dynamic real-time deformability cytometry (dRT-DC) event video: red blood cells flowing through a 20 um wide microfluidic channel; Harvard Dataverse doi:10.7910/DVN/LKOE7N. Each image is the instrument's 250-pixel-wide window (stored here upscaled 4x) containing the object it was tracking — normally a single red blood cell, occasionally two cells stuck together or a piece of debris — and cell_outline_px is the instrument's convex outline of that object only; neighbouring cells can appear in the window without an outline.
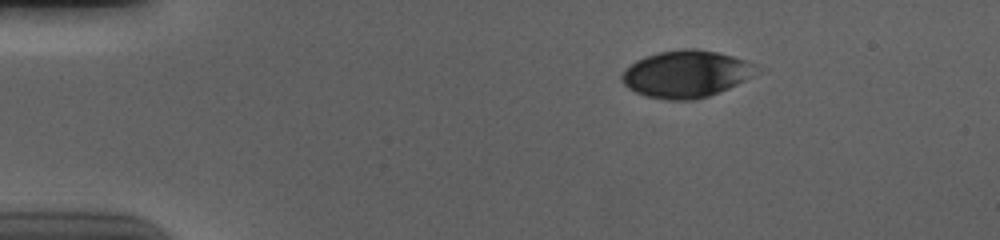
{"species": "human", "species_latin": "Homo sapiens", "temperature_condition": "cold", "stored_images_in_passage": 48, "camera_frame_rate_fps": 3000, "um_per_image_px": 0.085, "donor": {"sex": "male"}, "frame": {"image": 1, "passage_image": 1, "time_ms": 0.0, "image_size_px": [1000, 240], "cell_outline_px": [[756, 64], [744, 80], [728, 88], [708, 96], [696, 100], [664, 100], [648, 96], [636, 92], [628, 88], [620, 80], [620, 76], [624, 68], [636, 60], [644, 56], [660, 52], [680, 48], [696, 48], [716, 52], [732, 56]], "centroid_in_image_um": [58.2, 6.28], "position_along_channel_um": 26.8, "area_um2": 36.53}}
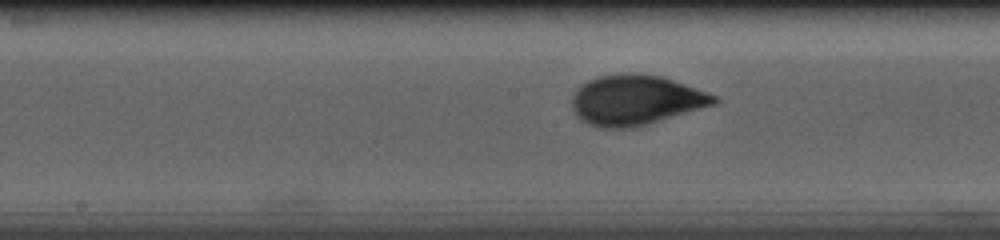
{"frame": {"image": 2, "passage_image": 21, "time_ms": 6.667, "image_size_px": [1000, 240], "cell_outline_px": [[720, 100], [716, 104], [648, 124], [632, 128], [600, 128], [588, 124], [580, 120], [576, 116], [572, 108], [572, 96], [576, 88], [580, 84], [596, 76], [624, 72], [636, 72], [660, 76], [708, 92], [716, 96]], "centroid_in_image_um": [53.99, 8.5], "position_along_channel_um": 194.2, "area_um2": 41.91}}
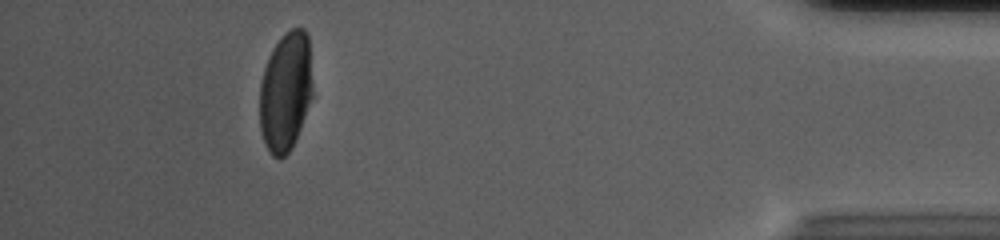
{"frame": {"image": 3, "passage_image": 43, "time_ms": 14.0, "image_size_px": [1000, 240], "cell_outline_px": [[316, 96], [296, 140], [292, 148], [280, 160], [272, 156], [268, 152], [264, 144], [260, 128], [260, 84], [264, 68], [268, 56], [272, 48], [284, 32], [292, 28], [304, 28], [308, 36]], "centroid_in_image_um": [24.33, 7.81], "position_along_channel_um": 410.9, "area_um2": 38.49}, "authors_computed_cell_mechanics": {"area_um2": 39.9976, "velocity_mm_per_s": 3.6871, "shape_relaxation_time_tau1_ms": 3.4792, "shape_relaxation_time_tau2_ms": null, "deformation_change_tau1": 0.1431, "deformation_change_tau2": null}}